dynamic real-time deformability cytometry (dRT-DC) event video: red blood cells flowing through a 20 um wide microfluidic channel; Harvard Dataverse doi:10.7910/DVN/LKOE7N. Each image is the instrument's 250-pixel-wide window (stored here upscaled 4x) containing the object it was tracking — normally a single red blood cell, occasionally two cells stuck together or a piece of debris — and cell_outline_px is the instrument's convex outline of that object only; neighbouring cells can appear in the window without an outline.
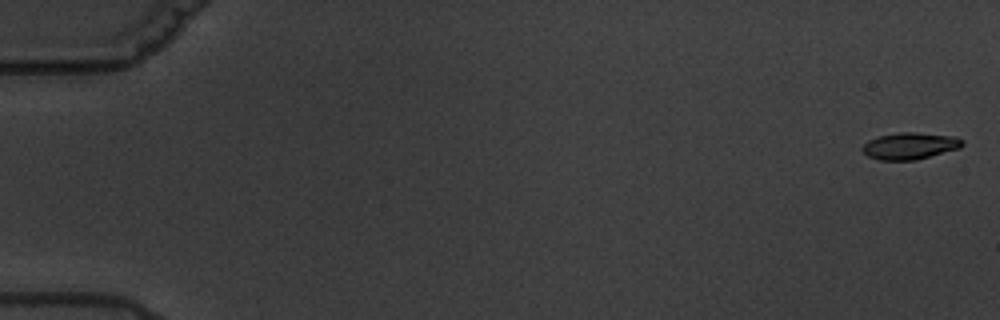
{"species": "common noctule bat (a hibernating species)", "species_latin": "Nyctalus noctula", "temperature_condition": "warm", "stored_images_in_passage": 5, "camera_frame_rate_fps": 3000, "um_per_image_px": 0.085, "animal": {"sex": "male", "body_mass_g": 19.5, "forearm_length_mm": 54.6}, "frame": {"image": 1, "passage_image": 1, "time_ms": 0.0, "image_size_px": [1000, 320], "cell_outline_px": [[964, 144], [960, 148], [916, 160], [880, 160], [868, 156], [860, 148], [868, 140], [880, 136], [900, 132], [916, 132], [956, 136], [964, 140]], "centroid_in_image_um": [77.37, 12.4], "position_along_channel_um": 7.6, "area_um2": 15.66}}
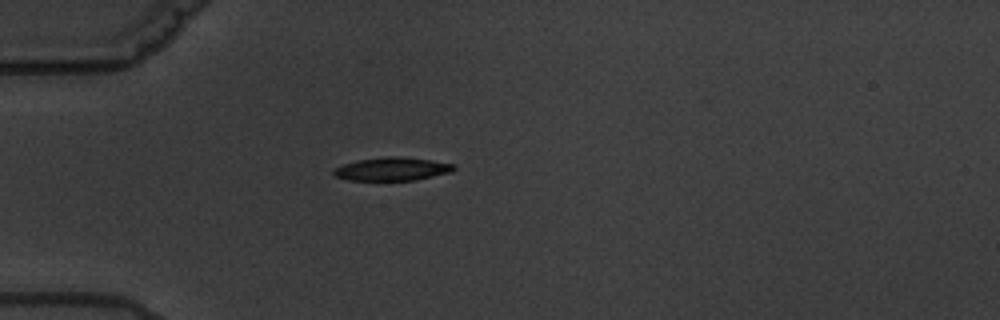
{"frame": {"image": 2, "passage_image": 5, "time_ms": 5.667, "image_size_px": [1000, 320], "cell_outline_px": [[456, 168], [452, 172], [416, 180], [348, 180], [336, 176], [332, 172], [336, 168], [344, 164], [360, 160], [388, 156], [396, 156], [428, 160], [456, 164]], "centroid_in_image_um": [33.38, 14.37], "position_along_channel_um": 51.6, "area_um2": 16.07}}